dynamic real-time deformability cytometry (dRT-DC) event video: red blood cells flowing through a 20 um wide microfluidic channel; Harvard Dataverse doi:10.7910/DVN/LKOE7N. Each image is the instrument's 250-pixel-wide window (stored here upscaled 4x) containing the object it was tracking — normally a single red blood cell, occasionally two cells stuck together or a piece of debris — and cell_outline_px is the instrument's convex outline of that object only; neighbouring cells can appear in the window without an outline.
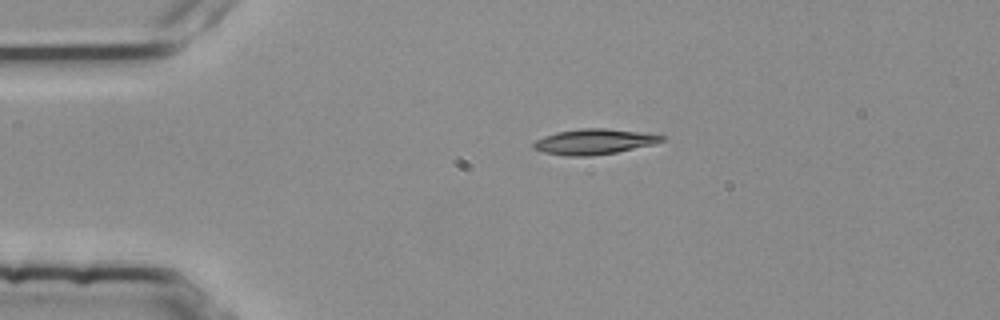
{"species": "common noctule bat (a hibernating species)", "species_latin": "Nyctalus noctula", "temperature_condition": "room temperature", "stored_images_in_passage": 43, "camera_frame_rate_fps": 3000, "um_per_image_px": 0.085, "animal": {"sex": "female", "body_mass_g": 25.1}, "frame": {"image": 1, "passage_image": 1, "time_ms": 0.0, "image_size_px": [1000, 320], "cell_outline_px": [[664, 140], [652, 144], [616, 152], [588, 156], [568, 156], [544, 152], [532, 148], [532, 144], [536, 140], [544, 136], [556, 132], [580, 128], [604, 128], [640, 132], [664, 136]], "centroid_in_image_um": [50.44, 12.03], "position_along_channel_um": 34.6, "area_um2": 18.73}}
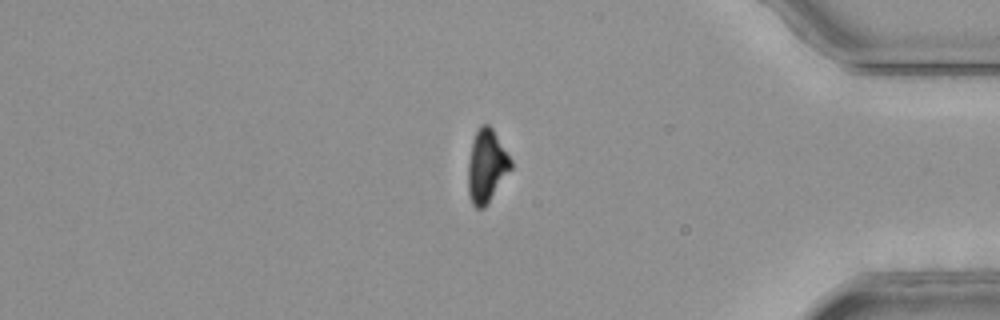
{"frame": {"image": 2, "passage_image": 35, "time_ms": 11.333, "image_size_px": [1000, 320], "cell_outline_px": [[512, 168], [484, 208], [476, 208], [472, 204], [468, 192], [468, 164], [472, 140], [480, 124], [488, 124], [492, 128], [512, 160]], "centroid_in_image_um": [41.35, 14.1], "position_along_channel_um": 393.8, "area_um2": 18.09}}
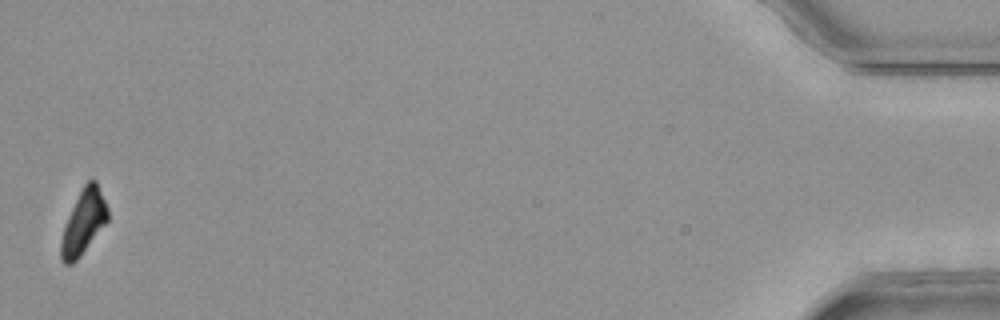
{"frame": {"image": 3, "passage_image": 43, "time_ms": 14.0, "image_size_px": [1000, 320], "cell_outline_px": [[108, 220], [80, 256], [72, 264], [64, 264], [60, 260], [60, 240], [64, 228], [72, 208], [84, 184], [88, 180], [96, 180], [108, 208]], "centroid_in_image_um": [7.09, 18.9], "position_along_channel_um": 428.1, "area_um2": 17.17}, "authors_computed_cell_mechanics": {"area_um2": 18.9584, "velocity_mm_per_s": 3.8031, "shape_relaxation_time_tau1_ms": 8.9036, "shape_relaxation_time_tau2_ms": null, "deformation_change_tau1": 0.2125, "deformation_change_tau2": null}}